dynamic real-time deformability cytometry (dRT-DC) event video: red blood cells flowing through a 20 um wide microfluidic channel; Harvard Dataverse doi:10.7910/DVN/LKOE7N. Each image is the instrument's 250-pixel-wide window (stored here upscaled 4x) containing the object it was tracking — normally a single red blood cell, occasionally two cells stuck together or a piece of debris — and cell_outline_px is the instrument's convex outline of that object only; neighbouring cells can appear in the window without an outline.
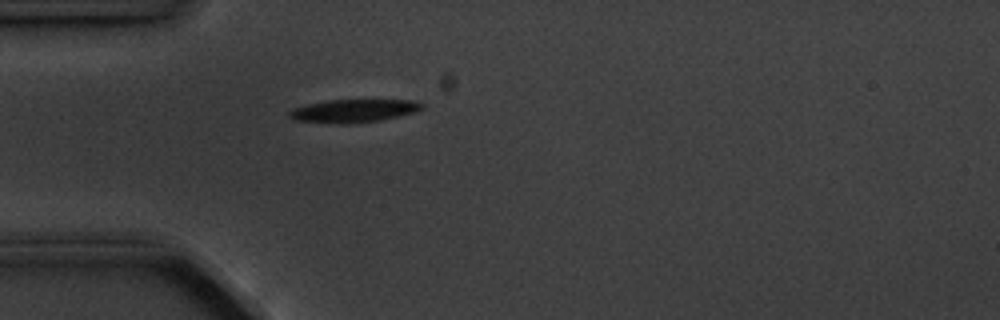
{"species": "common noctule bat (a hibernating species)", "species_latin": "Nyctalus noctula", "temperature_condition": "cold", "stored_images_in_passage": 1, "camera_frame_rate_fps": 3000, "um_per_image_px": 0.085, "animal": {"sex": "male", "body_mass_g": 20.1, "forearm_length_mm": 53.5}, "frame": {"image": 1, "passage_image": 1, "time_ms": 0.0, "image_size_px": [1000, 320], "cell_outline_px": [[424, 108], [412, 112], [380, 120], [348, 124], [340, 124], [296, 120], [288, 116], [288, 112], [292, 108], [308, 104], [328, 100], [412, 100], [424, 104]], "centroid_in_image_um": [30.02, 9.41], "position_along_channel_um": 55.0, "area_um2": 17.63}}